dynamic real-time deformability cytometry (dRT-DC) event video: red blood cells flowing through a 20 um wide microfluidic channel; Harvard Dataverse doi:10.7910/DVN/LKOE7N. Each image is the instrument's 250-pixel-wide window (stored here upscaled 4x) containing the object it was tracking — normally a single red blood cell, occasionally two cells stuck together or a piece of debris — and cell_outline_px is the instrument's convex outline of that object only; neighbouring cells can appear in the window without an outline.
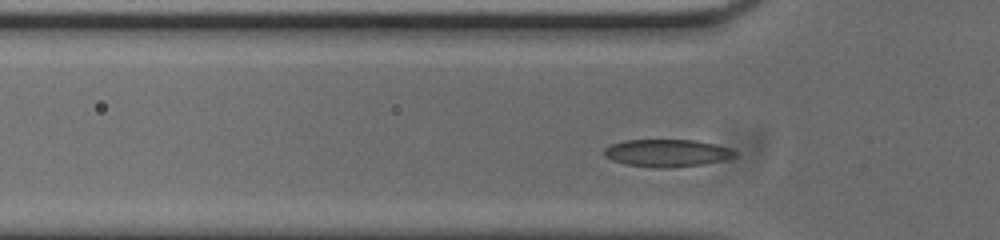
{"species": "common noctule bat (a hibernating species)", "species_latin": "Nyctalus noctula", "temperature_condition": "cold", "stored_images_in_passage": 10, "camera_frame_rate_fps": 3000, "um_per_image_px": 0.085, "animal": {"sex": "male", "body_mass_g": 20.0, "forearm_length_mm": 53.3}, "frame": {"image": 1, "passage_image": 7, "time_ms": 2.0, "image_size_px": [1000, 240], "cell_outline_px": [[736, 156], [724, 160], [704, 164], [668, 168], [656, 168], [624, 164], [612, 160], [604, 156], [604, 148], [612, 144], [624, 140], [696, 140], [728, 148], [736, 152]], "centroid_in_image_um": [56.66, 13.01], "position_along_channel_um": 69.1, "area_um2": 20.87}}